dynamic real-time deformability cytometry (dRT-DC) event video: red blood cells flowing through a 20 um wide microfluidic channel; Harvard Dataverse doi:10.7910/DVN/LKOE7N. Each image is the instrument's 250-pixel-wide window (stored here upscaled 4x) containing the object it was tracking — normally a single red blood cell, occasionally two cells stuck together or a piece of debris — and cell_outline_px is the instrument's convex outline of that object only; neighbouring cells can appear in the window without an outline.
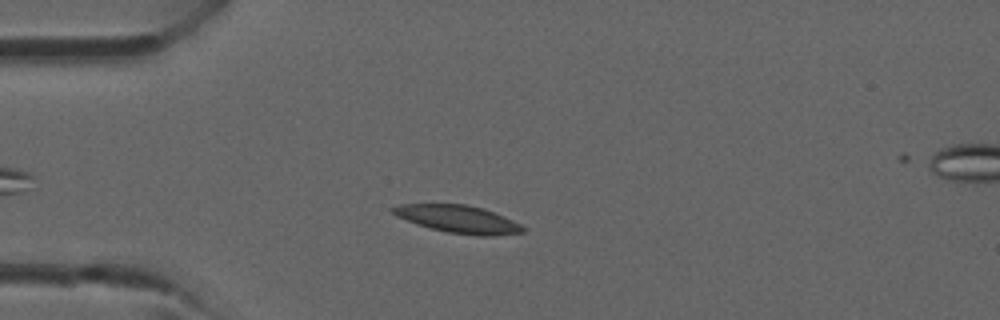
{"species": "common noctule bat (a hibernating species)", "species_latin": "Nyctalus noctula", "temperature_condition": "room temperature", "stored_images_in_passage": 29, "camera_frame_rate_fps": 3000, "um_per_image_px": 0.085, "animal": {"sex": "male", "forearm_length_mm": 52.5}, "frame": {"image": 1, "passage_image": 6, "time_ms": 1.667, "image_size_px": [1000, 320], "cell_outline_px": [[528, 228], [524, 232], [492, 236], [480, 236], [448, 232], [416, 224], [396, 216], [388, 208], [400, 204], [468, 204], [484, 208], [504, 216]], "centroid_in_image_um": [38.96, 18.62], "position_along_channel_um": 46.0, "area_um2": 21.04}}
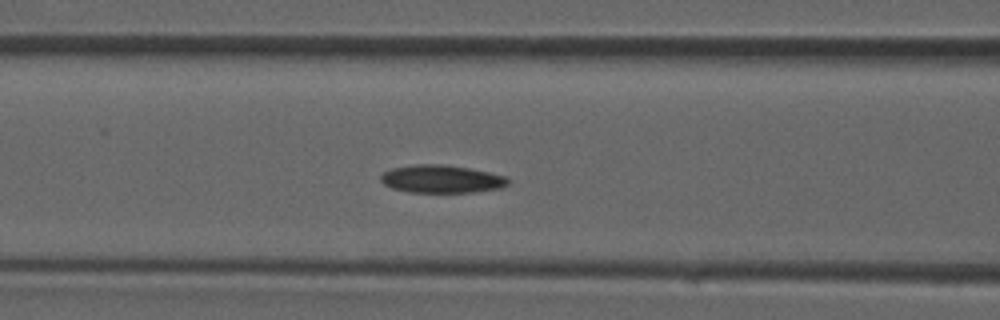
{"frame": {"image": 2, "passage_image": 12, "time_ms": 3.667, "image_size_px": [1000, 320], "cell_outline_px": [[508, 184], [500, 188], [472, 192], [412, 192], [392, 188], [384, 184], [380, 180], [380, 176], [384, 172], [392, 168], [416, 164], [444, 164], [468, 168], [508, 176]], "centroid_in_image_um": [37.53, 15.21], "position_along_channel_um": 129.1, "area_um2": 20.58}}
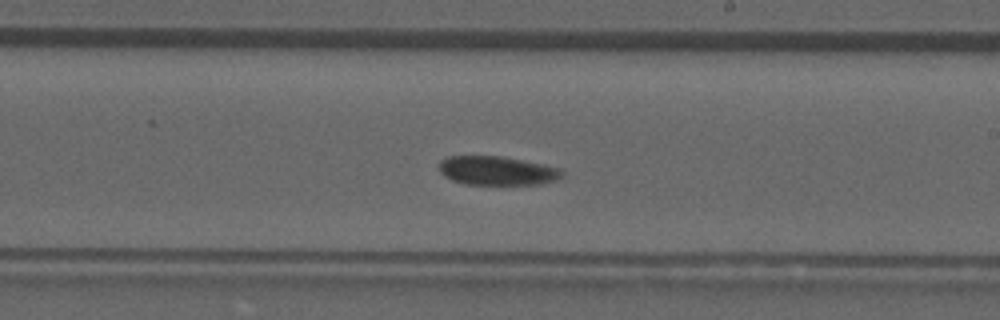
{"frame": {"image": 3, "passage_image": 19, "time_ms": 6.0, "image_size_px": [1000, 320], "cell_outline_px": [[564, 176], [556, 180], [544, 184], [464, 184], [452, 180], [444, 176], [440, 172], [440, 160], [448, 156], [500, 156], [560, 168], [564, 172]], "centroid_in_image_um": [42.25, 14.51], "position_along_channel_um": 246.7, "area_um2": 20.63}}